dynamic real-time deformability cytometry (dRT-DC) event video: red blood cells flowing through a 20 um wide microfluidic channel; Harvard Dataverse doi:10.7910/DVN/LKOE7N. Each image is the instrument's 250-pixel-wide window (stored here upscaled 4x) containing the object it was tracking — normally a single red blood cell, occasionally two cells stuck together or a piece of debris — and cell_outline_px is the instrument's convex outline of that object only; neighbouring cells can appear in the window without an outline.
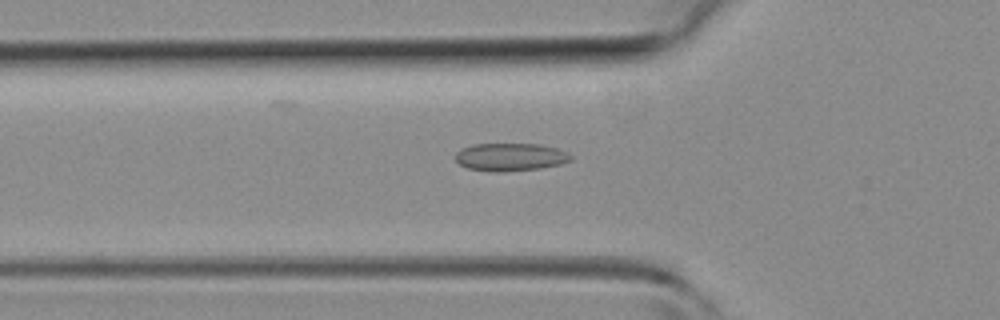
{"species": "common noctule bat (a hibernating species)", "species_latin": "Nyctalus noctula", "temperature_condition": "room temperature", "stored_images_in_passage": 23, "camera_frame_rate_fps": 3000, "um_per_image_px": 0.085, "animal": {"sex": "female", "body_mass_g": 19.3, "forearm_length_mm": 54.1}, "frame": {"image": 1, "passage_image": 12, "time_ms": 3.667, "image_size_px": [1000, 320], "cell_outline_px": [[572, 160], [560, 164], [540, 168], [500, 172], [496, 172], [468, 168], [460, 164], [456, 160], [456, 152], [460, 148], [472, 144], [540, 144], [556, 148], [568, 152], [572, 156]], "centroid_in_image_um": [43.38, 13.34], "position_along_channel_um": 82.4, "area_um2": 18.73}}
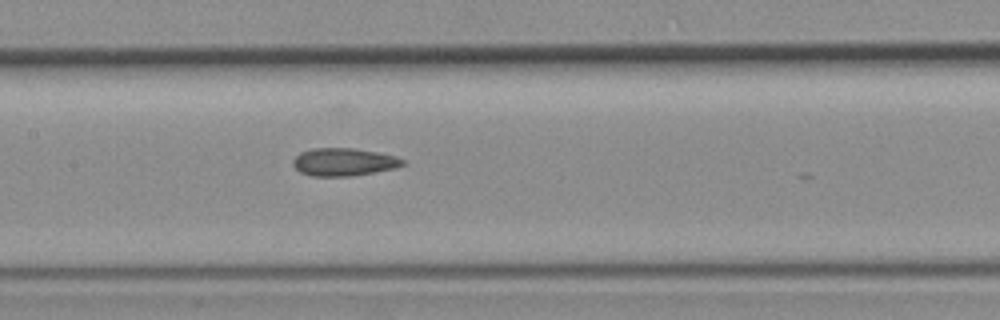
{"frame": {"image": 2, "passage_image": 18, "time_ms": 5.667, "image_size_px": [1000, 320], "cell_outline_px": [[408, 164], [396, 168], [352, 176], [312, 176], [300, 172], [292, 164], [292, 160], [300, 152], [312, 148], [352, 148], [376, 152], [396, 156], [404, 160]], "centroid_in_image_um": [29.23, 13.77], "position_along_channel_um": 178.2, "area_um2": 17.86}}
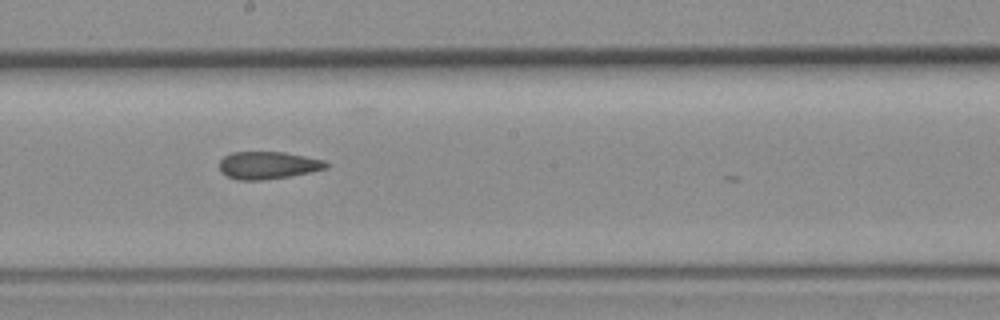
{"frame": {"image": 3, "passage_image": 21, "time_ms": 6.667, "image_size_px": [1000, 320], "cell_outline_px": [[328, 168], [288, 176], [260, 180], [240, 180], [228, 176], [220, 168], [220, 160], [224, 156], [232, 152], [284, 152], [324, 160], [328, 164]], "centroid_in_image_um": [22.78, 14.03], "position_along_channel_um": 225.4, "area_um2": 16.76}}